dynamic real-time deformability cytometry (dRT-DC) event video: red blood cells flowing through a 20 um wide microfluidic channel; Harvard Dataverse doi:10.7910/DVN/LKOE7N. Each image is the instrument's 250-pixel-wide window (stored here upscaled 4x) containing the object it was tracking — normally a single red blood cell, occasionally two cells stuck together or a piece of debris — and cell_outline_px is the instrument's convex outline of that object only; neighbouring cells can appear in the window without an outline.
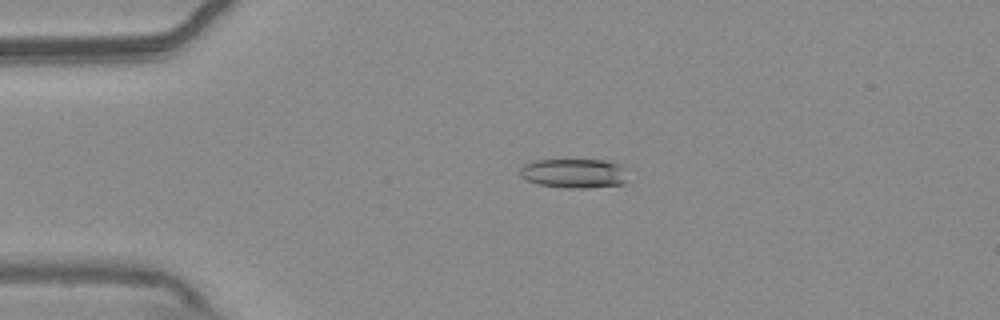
{"species": "common noctule bat (a hibernating species)", "species_latin": "Nyctalus noctula", "temperature_condition": "warm", "stored_images_in_passage": 55, "camera_frame_rate_fps": 3000, "um_per_image_px": 0.085, "animal": {"sex": "male", "body_mass_g": 20.4}, "frame": {"image": 1, "passage_image": 13, "time_ms": 4.0, "image_size_px": [1000, 320], "cell_outline_px": [[636, 168], [624, 184], [584, 188], [564, 188], [540, 184], [528, 180], [520, 176], [520, 168], [524, 164], [536, 160], [604, 160], [624, 164]], "centroid_in_image_um": [49.0, 14.72], "position_along_channel_um": 36.0, "area_um2": 19.25}}
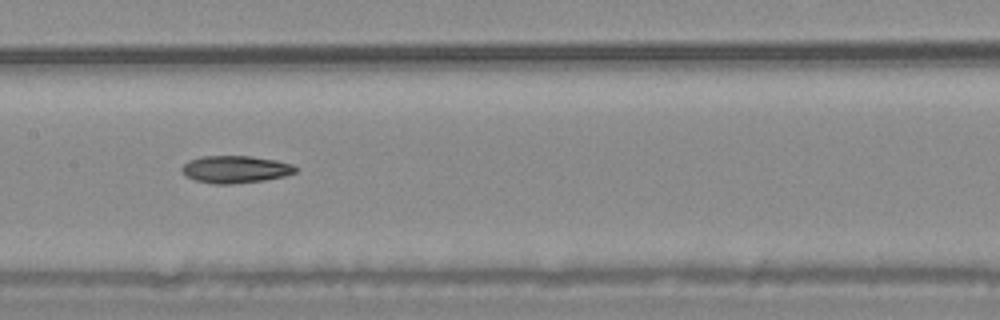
{"frame": {"image": 2, "passage_image": 28, "time_ms": 9.0, "image_size_px": [1000, 320], "cell_outline_px": [[300, 168], [296, 172], [284, 176], [264, 180], [232, 184], [212, 184], [196, 180], [184, 176], [180, 172], [180, 168], [188, 160], [200, 156], [252, 156], [276, 160], [292, 164]], "centroid_in_image_um": [19.98, 14.39], "position_along_channel_um": 187.4, "area_um2": 18.38}}
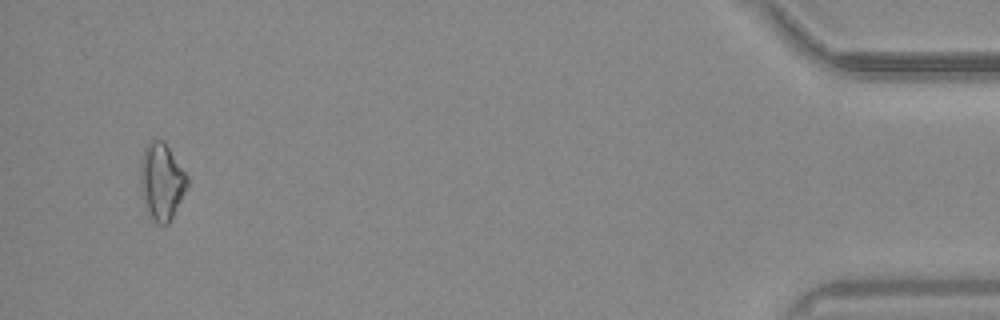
{"frame": {"image": 3, "passage_image": 53, "time_ms": 17.333, "image_size_px": [1000, 320], "cell_outline_px": [[188, 184], [168, 224], [156, 224], [144, 204], [140, 188], [140, 160], [144, 148], [152, 140], [164, 140], [188, 176]], "centroid_in_image_um": [13.71, 15.39], "position_along_channel_um": 421.5, "area_um2": 20.81}}